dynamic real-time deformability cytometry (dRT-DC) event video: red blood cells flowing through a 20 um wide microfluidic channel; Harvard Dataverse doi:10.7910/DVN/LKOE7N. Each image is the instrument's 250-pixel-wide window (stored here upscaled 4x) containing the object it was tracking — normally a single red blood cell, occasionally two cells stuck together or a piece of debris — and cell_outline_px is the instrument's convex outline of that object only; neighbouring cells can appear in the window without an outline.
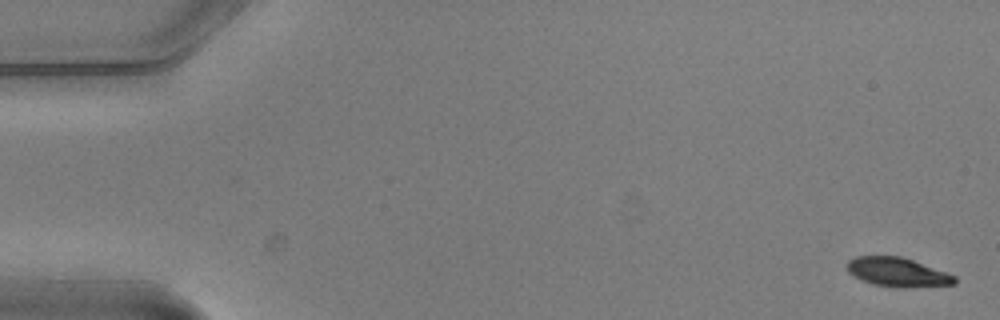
{"species": "common noctule bat (a hibernating species)", "species_latin": "Nyctalus noctula", "temperature_condition": "warm", "stored_images_in_passage": 5, "camera_frame_rate_fps": 3000, "um_per_image_px": 0.085, "animal": {"sex": "male", "body_mass_g": 20.5, "forearm_length_mm": 52.5}, "frame": {"image": 1, "passage_image": 1, "time_ms": 0.0, "image_size_px": [1000, 320], "cell_outline_px": [[956, 284], [904, 288], [896, 288], [872, 284], [848, 272], [848, 260], [856, 256], [900, 256], [912, 260], [956, 276]], "centroid_in_image_um": [76.3, 23.14], "position_along_channel_um": 8.7, "area_um2": 18.03}}
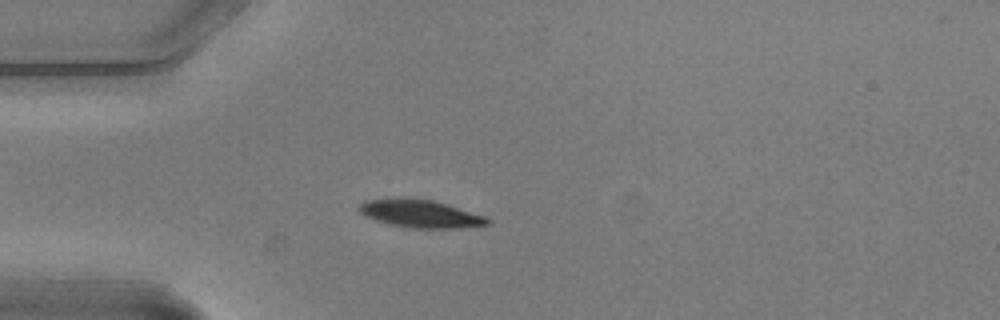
{"frame": {"image": 2, "passage_image": 5, "time_ms": 1.333, "image_size_px": [1000, 320], "cell_outline_px": [[488, 224], [460, 228], [412, 228], [388, 224], [376, 220], [360, 212], [360, 204], [364, 200], [432, 200], [448, 204], [484, 216], [488, 220]], "centroid_in_image_um": [35.77, 18.2], "position_along_channel_um": 49.2, "area_um2": 19.83}}